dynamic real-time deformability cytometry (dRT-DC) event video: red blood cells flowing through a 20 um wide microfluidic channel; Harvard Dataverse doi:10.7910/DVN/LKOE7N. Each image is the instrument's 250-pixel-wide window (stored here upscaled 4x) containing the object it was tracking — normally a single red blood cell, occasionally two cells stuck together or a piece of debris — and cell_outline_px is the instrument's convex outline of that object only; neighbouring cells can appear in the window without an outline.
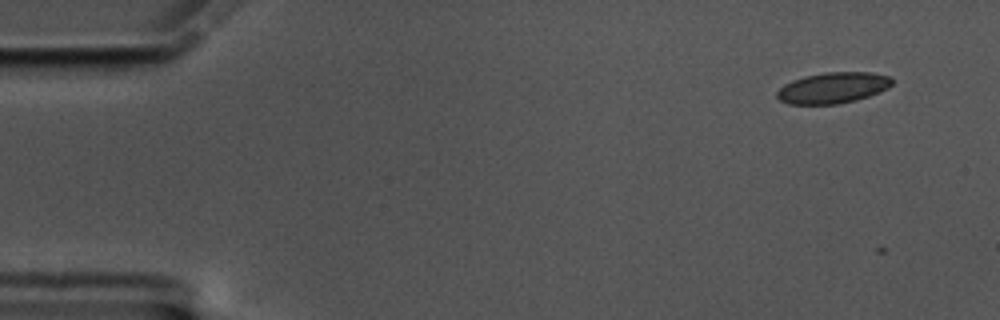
{"species": "common noctule bat (a hibernating species)", "species_latin": "Nyctalus noctula", "temperature_condition": "cold", "stored_images_in_passage": 3, "camera_frame_rate_fps": 3000, "um_per_image_px": 0.085, "animal": {"sex": "male", "body_mass_g": 17.5, "forearm_length_mm": 52.3}, "frame": {"image": 1, "passage_image": 1, "time_ms": 0.0, "image_size_px": [1000, 320], "cell_outline_px": [[892, 84], [888, 88], [880, 92], [856, 100], [840, 104], [788, 104], [780, 100], [776, 96], [776, 92], [784, 84], [792, 80], [804, 76], [828, 72], [872, 72], [892, 76]], "centroid_in_image_um": [70.81, 7.46], "position_along_channel_um": 14.2, "area_um2": 20.92}}